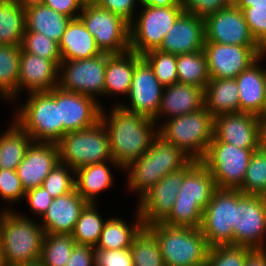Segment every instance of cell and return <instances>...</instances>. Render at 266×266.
Wrapping results in <instances>:
<instances>
[{"label": "cell", "mask_w": 266, "mask_h": 266, "mask_svg": "<svg viewBox=\"0 0 266 266\" xmlns=\"http://www.w3.org/2000/svg\"><path fill=\"white\" fill-rule=\"evenodd\" d=\"M205 42L240 46H260L253 38L243 11L227 6L205 19Z\"/></svg>", "instance_id": "cell-17"}, {"label": "cell", "mask_w": 266, "mask_h": 266, "mask_svg": "<svg viewBox=\"0 0 266 266\" xmlns=\"http://www.w3.org/2000/svg\"><path fill=\"white\" fill-rule=\"evenodd\" d=\"M243 14L253 38L266 51V7L245 8Z\"/></svg>", "instance_id": "cell-47"}, {"label": "cell", "mask_w": 266, "mask_h": 266, "mask_svg": "<svg viewBox=\"0 0 266 266\" xmlns=\"http://www.w3.org/2000/svg\"><path fill=\"white\" fill-rule=\"evenodd\" d=\"M164 86L158 81L152 67L135 53V71L127 95V105L117 101L127 111L154 119L160 107Z\"/></svg>", "instance_id": "cell-14"}, {"label": "cell", "mask_w": 266, "mask_h": 266, "mask_svg": "<svg viewBox=\"0 0 266 266\" xmlns=\"http://www.w3.org/2000/svg\"><path fill=\"white\" fill-rule=\"evenodd\" d=\"M162 122L158 125L159 136L192 160L203 158L214 137V117L205 107Z\"/></svg>", "instance_id": "cell-5"}, {"label": "cell", "mask_w": 266, "mask_h": 266, "mask_svg": "<svg viewBox=\"0 0 266 266\" xmlns=\"http://www.w3.org/2000/svg\"><path fill=\"white\" fill-rule=\"evenodd\" d=\"M71 20L42 4L25 12V31L38 32L59 43Z\"/></svg>", "instance_id": "cell-32"}, {"label": "cell", "mask_w": 266, "mask_h": 266, "mask_svg": "<svg viewBox=\"0 0 266 266\" xmlns=\"http://www.w3.org/2000/svg\"><path fill=\"white\" fill-rule=\"evenodd\" d=\"M96 206H98L97 203H88L81 211L71 234L76 244L96 247L106 222L103 215L99 214L102 213L99 212V207Z\"/></svg>", "instance_id": "cell-37"}, {"label": "cell", "mask_w": 266, "mask_h": 266, "mask_svg": "<svg viewBox=\"0 0 266 266\" xmlns=\"http://www.w3.org/2000/svg\"><path fill=\"white\" fill-rule=\"evenodd\" d=\"M185 177V167L161 178L138 201L144 227L162 222L171 212Z\"/></svg>", "instance_id": "cell-18"}, {"label": "cell", "mask_w": 266, "mask_h": 266, "mask_svg": "<svg viewBox=\"0 0 266 266\" xmlns=\"http://www.w3.org/2000/svg\"><path fill=\"white\" fill-rule=\"evenodd\" d=\"M58 48L62 61L89 59L102 53L79 18L70 21Z\"/></svg>", "instance_id": "cell-27"}, {"label": "cell", "mask_w": 266, "mask_h": 266, "mask_svg": "<svg viewBox=\"0 0 266 266\" xmlns=\"http://www.w3.org/2000/svg\"><path fill=\"white\" fill-rule=\"evenodd\" d=\"M239 190L243 194L266 197V153L260 148L254 151Z\"/></svg>", "instance_id": "cell-41"}, {"label": "cell", "mask_w": 266, "mask_h": 266, "mask_svg": "<svg viewBox=\"0 0 266 266\" xmlns=\"http://www.w3.org/2000/svg\"><path fill=\"white\" fill-rule=\"evenodd\" d=\"M218 141L215 137L200 160L218 189H240L254 151Z\"/></svg>", "instance_id": "cell-8"}, {"label": "cell", "mask_w": 266, "mask_h": 266, "mask_svg": "<svg viewBox=\"0 0 266 266\" xmlns=\"http://www.w3.org/2000/svg\"><path fill=\"white\" fill-rule=\"evenodd\" d=\"M227 6H235L237 0H222Z\"/></svg>", "instance_id": "cell-61"}, {"label": "cell", "mask_w": 266, "mask_h": 266, "mask_svg": "<svg viewBox=\"0 0 266 266\" xmlns=\"http://www.w3.org/2000/svg\"><path fill=\"white\" fill-rule=\"evenodd\" d=\"M10 124L0 134V169L17 170L33 140L13 119Z\"/></svg>", "instance_id": "cell-33"}, {"label": "cell", "mask_w": 266, "mask_h": 266, "mask_svg": "<svg viewBox=\"0 0 266 266\" xmlns=\"http://www.w3.org/2000/svg\"><path fill=\"white\" fill-rule=\"evenodd\" d=\"M20 51H27L34 55H38L41 58L51 60L58 66L62 61L58 43L38 32H24L22 43L20 45Z\"/></svg>", "instance_id": "cell-43"}, {"label": "cell", "mask_w": 266, "mask_h": 266, "mask_svg": "<svg viewBox=\"0 0 266 266\" xmlns=\"http://www.w3.org/2000/svg\"><path fill=\"white\" fill-rule=\"evenodd\" d=\"M16 266H45V265L40 260H38L32 263L18 264Z\"/></svg>", "instance_id": "cell-59"}, {"label": "cell", "mask_w": 266, "mask_h": 266, "mask_svg": "<svg viewBox=\"0 0 266 266\" xmlns=\"http://www.w3.org/2000/svg\"><path fill=\"white\" fill-rule=\"evenodd\" d=\"M238 189H216L203 211L201 232L209 247L233 245Z\"/></svg>", "instance_id": "cell-12"}, {"label": "cell", "mask_w": 266, "mask_h": 266, "mask_svg": "<svg viewBox=\"0 0 266 266\" xmlns=\"http://www.w3.org/2000/svg\"><path fill=\"white\" fill-rule=\"evenodd\" d=\"M75 245L71 234L45 233L40 261L45 266H66Z\"/></svg>", "instance_id": "cell-39"}, {"label": "cell", "mask_w": 266, "mask_h": 266, "mask_svg": "<svg viewBox=\"0 0 266 266\" xmlns=\"http://www.w3.org/2000/svg\"><path fill=\"white\" fill-rule=\"evenodd\" d=\"M58 162L57 143L32 142L16 170L25 192L42 186L44 179Z\"/></svg>", "instance_id": "cell-22"}, {"label": "cell", "mask_w": 266, "mask_h": 266, "mask_svg": "<svg viewBox=\"0 0 266 266\" xmlns=\"http://www.w3.org/2000/svg\"><path fill=\"white\" fill-rule=\"evenodd\" d=\"M20 46L0 45V98L14 104L20 65Z\"/></svg>", "instance_id": "cell-35"}, {"label": "cell", "mask_w": 266, "mask_h": 266, "mask_svg": "<svg viewBox=\"0 0 266 266\" xmlns=\"http://www.w3.org/2000/svg\"><path fill=\"white\" fill-rule=\"evenodd\" d=\"M48 93L60 104L63 136L67 132L90 128L101 120L102 106L95 98L56 86Z\"/></svg>", "instance_id": "cell-16"}, {"label": "cell", "mask_w": 266, "mask_h": 266, "mask_svg": "<svg viewBox=\"0 0 266 266\" xmlns=\"http://www.w3.org/2000/svg\"><path fill=\"white\" fill-rule=\"evenodd\" d=\"M250 249L237 245L209 247L205 266H244L246 255Z\"/></svg>", "instance_id": "cell-45"}, {"label": "cell", "mask_w": 266, "mask_h": 266, "mask_svg": "<svg viewBox=\"0 0 266 266\" xmlns=\"http://www.w3.org/2000/svg\"><path fill=\"white\" fill-rule=\"evenodd\" d=\"M152 145L156 148L157 174H162V178L168 173L179 171L192 160L181 149L166 142L159 135Z\"/></svg>", "instance_id": "cell-40"}, {"label": "cell", "mask_w": 266, "mask_h": 266, "mask_svg": "<svg viewBox=\"0 0 266 266\" xmlns=\"http://www.w3.org/2000/svg\"><path fill=\"white\" fill-rule=\"evenodd\" d=\"M16 2L24 12L43 4V0H16Z\"/></svg>", "instance_id": "cell-58"}, {"label": "cell", "mask_w": 266, "mask_h": 266, "mask_svg": "<svg viewBox=\"0 0 266 266\" xmlns=\"http://www.w3.org/2000/svg\"><path fill=\"white\" fill-rule=\"evenodd\" d=\"M59 66L27 51L20 52L17 100L23 91L48 92L58 86ZM25 89V90H24ZM20 93V94H19Z\"/></svg>", "instance_id": "cell-21"}, {"label": "cell", "mask_w": 266, "mask_h": 266, "mask_svg": "<svg viewBox=\"0 0 266 266\" xmlns=\"http://www.w3.org/2000/svg\"><path fill=\"white\" fill-rule=\"evenodd\" d=\"M261 117L247 112L214 117V137L243 149H259Z\"/></svg>", "instance_id": "cell-19"}, {"label": "cell", "mask_w": 266, "mask_h": 266, "mask_svg": "<svg viewBox=\"0 0 266 266\" xmlns=\"http://www.w3.org/2000/svg\"><path fill=\"white\" fill-rule=\"evenodd\" d=\"M141 4V0H99L97 3L101 8L123 17L129 23L134 20L137 11H139L136 9H139Z\"/></svg>", "instance_id": "cell-50"}, {"label": "cell", "mask_w": 266, "mask_h": 266, "mask_svg": "<svg viewBox=\"0 0 266 266\" xmlns=\"http://www.w3.org/2000/svg\"><path fill=\"white\" fill-rule=\"evenodd\" d=\"M114 104L110 111L102 107L101 121L110 138L111 157L123 170L149 150L158 136V125L151 118Z\"/></svg>", "instance_id": "cell-1"}, {"label": "cell", "mask_w": 266, "mask_h": 266, "mask_svg": "<svg viewBox=\"0 0 266 266\" xmlns=\"http://www.w3.org/2000/svg\"><path fill=\"white\" fill-rule=\"evenodd\" d=\"M112 167L122 170L115 161L95 163L75 170V190L87 203L96 204L100 193L113 187L115 177H112Z\"/></svg>", "instance_id": "cell-26"}, {"label": "cell", "mask_w": 266, "mask_h": 266, "mask_svg": "<svg viewBox=\"0 0 266 266\" xmlns=\"http://www.w3.org/2000/svg\"><path fill=\"white\" fill-rule=\"evenodd\" d=\"M142 4L153 7L182 6L181 0H141Z\"/></svg>", "instance_id": "cell-55"}, {"label": "cell", "mask_w": 266, "mask_h": 266, "mask_svg": "<svg viewBox=\"0 0 266 266\" xmlns=\"http://www.w3.org/2000/svg\"><path fill=\"white\" fill-rule=\"evenodd\" d=\"M217 189L206 167L197 160L185 166V177L169 215L162 223L170 226L200 228L203 211Z\"/></svg>", "instance_id": "cell-3"}, {"label": "cell", "mask_w": 266, "mask_h": 266, "mask_svg": "<svg viewBox=\"0 0 266 266\" xmlns=\"http://www.w3.org/2000/svg\"><path fill=\"white\" fill-rule=\"evenodd\" d=\"M183 11L182 6L153 7L141 4L139 16L136 14L130 23V51L142 56L159 49L165 35Z\"/></svg>", "instance_id": "cell-9"}, {"label": "cell", "mask_w": 266, "mask_h": 266, "mask_svg": "<svg viewBox=\"0 0 266 266\" xmlns=\"http://www.w3.org/2000/svg\"><path fill=\"white\" fill-rule=\"evenodd\" d=\"M142 57L152 67L155 76L164 87L178 82L177 55L156 49Z\"/></svg>", "instance_id": "cell-42"}, {"label": "cell", "mask_w": 266, "mask_h": 266, "mask_svg": "<svg viewBox=\"0 0 266 266\" xmlns=\"http://www.w3.org/2000/svg\"><path fill=\"white\" fill-rule=\"evenodd\" d=\"M147 228L158 240L164 266H205L209 246L200 228L162 222Z\"/></svg>", "instance_id": "cell-4"}, {"label": "cell", "mask_w": 266, "mask_h": 266, "mask_svg": "<svg viewBox=\"0 0 266 266\" xmlns=\"http://www.w3.org/2000/svg\"><path fill=\"white\" fill-rule=\"evenodd\" d=\"M83 5H87V4H97L99 2V0H80Z\"/></svg>", "instance_id": "cell-60"}, {"label": "cell", "mask_w": 266, "mask_h": 266, "mask_svg": "<svg viewBox=\"0 0 266 266\" xmlns=\"http://www.w3.org/2000/svg\"><path fill=\"white\" fill-rule=\"evenodd\" d=\"M106 62L107 53L104 52L89 59L61 61L58 86L93 97L104 107L100 100L104 96Z\"/></svg>", "instance_id": "cell-11"}, {"label": "cell", "mask_w": 266, "mask_h": 266, "mask_svg": "<svg viewBox=\"0 0 266 266\" xmlns=\"http://www.w3.org/2000/svg\"><path fill=\"white\" fill-rule=\"evenodd\" d=\"M205 108L213 117L239 112V88L235 78L210 79L204 89Z\"/></svg>", "instance_id": "cell-30"}, {"label": "cell", "mask_w": 266, "mask_h": 266, "mask_svg": "<svg viewBox=\"0 0 266 266\" xmlns=\"http://www.w3.org/2000/svg\"><path fill=\"white\" fill-rule=\"evenodd\" d=\"M0 266H4L3 259H2V254H1V249H0Z\"/></svg>", "instance_id": "cell-62"}, {"label": "cell", "mask_w": 266, "mask_h": 266, "mask_svg": "<svg viewBox=\"0 0 266 266\" xmlns=\"http://www.w3.org/2000/svg\"><path fill=\"white\" fill-rule=\"evenodd\" d=\"M25 193L16 170L0 169V199L5 201L7 206L10 205L8 208L2 204L1 210H12L11 204L23 202Z\"/></svg>", "instance_id": "cell-46"}, {"label": "cell", "mask_w": 266, "mask_h": 266, "mask_svg": "<svg viewBox=\"0 0 266 266\" xmlns=\"http://www.w3.org/2000/svg\"><path fill=\"white\" fill-rule=\"evenodd\" d=\"M66 266H95V248L76 244Z\"/></svg>", "instance_id": "cell-52"}, {"label": "cell", "mask_w": 266, "mask_h": 266, "mask_svg": "<svg viewBox=\"0 0 266 266\" xmlns=\"http://www.w3.org/2000/svg\"><path fill=\"white\" fill-rule=\"evenodd\" d=\"M43 4L72 19L78 18L84 6L80 0H43Z\"/></svg>", "instance_id": "cell-53"}, {"label": "cell", "mask_w": 266, "mask_h": 266, "mask_svg": "<svg viewBox=\"0 0 266 266\" xmlns=\"http://www.w3.org/2000/svg\"><path fill=\"white\" fill-rule=\"evenodd\" d=\"M88 203L73 191L53 198L39 222L47 234H72L81 211Z\"/></svg>", "instance_id": "cell-24"}, {"label": "cell", "mask_w": 266, "mask_h": 266, "mask_svg": "<svg viewBox=\"0 0 266 266\" xmlns=\"http://www.w3.org/2000/svg\"><path fill=\"white\" fill-rule=\"evenodd\" d=\"M244 266H266V248L250 249L246 255Z\"/></svg>", "instance_id": "cell-54"}, {"label": "cell", "mask_w": 266, "mask_h": 266, "mask_svg": "<svg viewBox=\"0 0 266 266\" xmlns=\"http://www.w3.org/2000/svg\"><path fill=\"white\" fill-rule=\"evenodd\" d=\"M78 18L93 35L101 52L123 54L130 51V23L97 4L84 5Z\"/></svg>", "instance_id": "cell-10"}, {"label": "cell", "mask_w": 266, "mask_h": 266, "mask_svg": "<svg viewBox=\"0 0 266 266\" xmlns=\"http://www.w3.org/2000/svg\"><path fill=\"white\" fill-rule=\"evenodd\" d=\"M259 148L266 153V116L260 120Z\"/></svg>", "instance_id": "cell-57"}, {"label": "cell", "mask_w": 266, "mask_h": 266, "mask_svg": "<svg viewBox=\"0 0 266 266\" xmlns=\"http://www.w3.org/2000/svg\"><path fill=\"white\" fill-rule=\"evenodd\" d=\"M265 57L266 53L235 78L239 88V112L266 116V68L261 62Z\"/></svg>", "instance_id": "cell-23"}, {"label": "cell", "mask_w": 266, "mask_h": 266, "mask_svg": "<svg viewBox=\"0 0 266 266\" xmlns=\"http://www.w3.org/2000/svg\"><path fill=\"white\" fill-rule=\"evenodd\" d=\"M134 218L127 223L123 218L112 216L104 224L100 239L95 249L120 250L130 248L134 237L144 227L142 217L136 209ZM130 223V224H129Z\"/></svg>", "instance_id": "cell-29"}, {"label": "cell", "mask_w": 266, "mask_h": 266, "mask_svg": "<svg viewBox=\"0 0 266 266\" xmlns=\"http://www.w3.org/2000/svg\"><path fill=\"white\" fill-rule=\"evenodd\" d=\"M122 171L128 173L126 188L130 193L138 194L139 200L162 178V174H157L156 148L151 145L149 150L138 160L132 162Z\"/></svg>", "instance_id": "cell-31"}, {"label": "cell", "mask_w": 266, "mask_h": 266, "mask_svg": "<svg viewBox=\"0 0 266 266\" xmlns=\"http://www.w3.org/2000/svg\"><path fill=\"white\" fill-rule=\"evenodd\" d=\"M266 197L238 189L233 245L266 248Z\"/></svg>", "instance_id": "cell-13"}, {"label": "cell", "mask_w": 266, "mask_h": 266, "mask_svg": "<svg viewBox=\"0 0 266 266\" xmlns=\"http://www.w3.org/2000/svg\"><path fill=\"white\" fill-rule=\"evenodd\" d=\"M25 29V12L16 0H0V45L20 46Z\"/></svg>", "instance_id": "cell-34"}, {"label": "cell", "mask_w": 266, "mask_h": 266, "mask_svg": "<svg viewBox=\"0 0 266 266\" xmlns=\"http://www.w3.org/2000/svg\"><path fill=\"white\" fill-rule=\"evenodd\" d=\"M26 96L25 103L19 101L12 105L18 109L15 108L11 119L31 136L33 142L57 143L63 137L60 104L48 92H32Z\"/></svg>", "instance_id": "cell-6"}, {"label": "cell", "mask_w": 266, "mask_h": 266, "mask_svg": "<svg viewBox=\"0 0 266 266\" xmlns=\"http://www.w3.org/2000/svg\"><path fill=\"white\" fill-rule=\"evenodd\" d=\"M135 71V52L107 53L104 98L127 97ZM114 95V96H113Z\"/></svg>", "instance_id": "cell-28"}, {"label": "cell", "mask_w": 266, "mask_h": 266, "mask_svg": "<svg viewBox=\"0 0 266 266\" xmlns=\"http://www.w3.org/2000/svg\"><path fill=\"white\" fill-rule=\"evenodd\" d=\"M205 45V21L188 12H182L168 33L159 50L174 55L203 50Z\"/></svg>", "instance_id": "cell-20"}, {"label": "cell", "mask_w": 266, "mask_h": 266, "mask_svg": "<svg viewBox=\"0 0 266 266\" xmlns=\"http://www.w3.org/2000/svg\"><path fill=\"white\" fill-rule=\"evenodd\" d=\"M210 79L236 78L266 51L261 46H240L205 42Z\"/></svg>", "instance_id": "cell-15"}, {"label": "cell", "mask_w": 266, "mask_h": 266, "mask_svg": "<svg viewBox=\"0 0 266 266\" xmlns=\"http://www.w3.org/2000/svg\"><path fill=\"white\" fill-rule=\"evenodd\" d=\"M130 249L133 266H164L158 240L147 227L134 237Z\"/></svg>", "instance_id": "cell-38"}, {"label": "cell", "mask_w": 266, "mask_h": 266, "mask_svg": "<svg viewBox=\"0 0 266 266\" xmlns=\"http://www.w3.org/2000/svg\"><path fill=\"white\" fill-rule=\"evenodd\" d=\"M24 200L27 201L26 203L31 210L30 213L40 219L52 204L53 197L43 186H39L27 191Z\"/></svg>", "instance_id": "cell-49"}, {"label": "cell", "mask_w": 266, "mask_h": 266, "mask_svg": "<svg viewBox=\"0 0 266 266\" xmlns=\"http://www.w3.org/2000/svg\"><path fill=\"white\" fill-rule=\"evenodd\" d=\"M184 12L205 19L207 16L227 7L222 0H181Z\"/></svg>", "instance_id": "cell-51"}, {"label": "cell", "mask_w": 266, "mask_h": 266, "mask_svg": "<svg viewBox=\"0 0 266 266\" xmlns=\"http://www.w3.org/2000/svg\"><path fill=\"white\" fill-rule=\"evenodd\" d=\"M95 266H133L131 249H95Z\"/></svg>", "instance_id": "cell-48"}, {"label": "cell", "mask_w": 266, "mask_h": 266, "mask_svg": "<svg viewBox=\"0 0 266 266\" xmlns=\"http://www.w3.org/2000/svg\"><path fill=\"white\" fill-rule=\"evenodd\" d=\"M57 145L59 162L73 170L95 163L113 161L108 131L101 120L90 128L67 132Z\"/></svg>", "instance_id": "cell-7"}, {"label": "cell", "mask_w": 266, "mask_h": 266, "mask_svg": "<svg viewBox=\"0 0 266 266\" xmlns=\"http://www.w3.org/2000/svg\"><path fill=\"white\" fill-rule=\"evenodd\" d=\"M42 186L53 198L67 194L75 189V170L58 162L44 179Z\"/></svg>", "instance_id": "cell-44"}, {"label": "cell", "mask_w": 266, "mask_h": 266, "mask_svg": "<svg viewBox=\"0 0 266 266\" xmlns=\"http://www.w3.org/2000/svg\"><path fill=\"white\" fill-rule=\"evenodd\" d=\"M235 6L242 11L250 7H266V0H237Z\"/></svg>", "instance_id": "cell-56"}, {"label": "cell", "mask_w": 266, "mask_h": 266, "mask_svg": "<svg viewBox=\"0 0 266 266\" xmlns=\"http://www.w3.org/2000/svg\"><path fill=\"white\" fill-rule=\"evenodd\" d=\"M21 213L16 209L0 211V249L4 266L40 260L45 231L39 220Z\"/></svg>", "instance_id": "cell-2"}, {"label": "cell", "mask_w": 266, "mask_h": 266, "mask_svg": "<svg viewBox=\"0 0 266 266\" xmlns=\"http://www.w3.org/2000/svg\"><path fill=\"white\" fill-rule=\"evenodd\" d=\"M204 107L203 88L177 82L164 87L158 114L153 120L158 125L161 118L168 120Z\"/></svg>", "instance_id": "cell-25"}, {"label": "cell", "mask_w": 266, "mask_h": 266, "mask_svg": "<svg viewBox=\"0 0 266 266\" xmlns=\"http://www.w3.org/2000/svg\"><path fill=\"white\" fill-rule=\"evenodd\" d=\"M177 74L178 83L205 89L210 81V76L204 50L177 55Z\"/></svg>", "instance_id": "cell-36"}]
</instances>
